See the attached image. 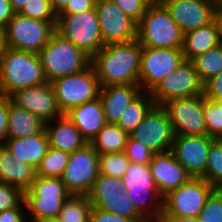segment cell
Listing matches in <instances>:
<instances>
[{
	"instance_id": "6da1fadb",
	"label": "cell",
	"mask_w": 222,
	"mask_h": 222,
	"mask_svg": "<svg viewBox=\"0 0 222 222\" xmlns=\"http://www.w3.org/2000/svg\"><path fill=\"white\" fill-rule=\"evenodd\" d=\"M142 46L139 41L104 45L91 57L100 87L139 84Z\"/></svg>"
},
{
	"instance_id": "7a4b0ae2",
	"label": "cell",
	"mask_w": 222,
	"mask_h": 222,
	"mask_svg": "<svg viewBox=\"0 0 222 222\" xmlns=\"http://www.w3.org/2000/svg\"><path fill=\"white\" fill-rule=\"evenodd\" d=\"M47 82L39 54L2 46L0 51V96Z\"/></svg>"
},
{
	"instance_id": "3957f363",
	"label": "cell",
	"mask_w": 222,
	"mask_h": 222,
	"mask_svg": "<svg viewBox=\"0 0 222 222\" xmlns=\"http://www.w3.org/2000/svg\"><path fill=\"white\" fill-rule=\"evenodd\" d=\"M121 179L137 212L147 222H158L163 210V197L158 191L149 164L130 162Z\"/></svg>"
},
{
	"instance_id": "277c9868",
	"label": "cell",
	"mask_w": 222,
	"mask_h": 222,
	"mask_svg": "<svg viewBox=\"0 0 222 222\" xmlns=\"http://www.w3.org/2000/svg\"><path fill=\"white\" fill-rule=\"evenodd\" d=\"M38 54L48 82L80 72L91 64L87 53L57 32Z\"/></svg>"
},
{
	"instance_id": "5b68a950",
	"label": "cell",
	"mask_w": 222,
	"mask_h": 222,
	"mask_svg": "<svg viewBox=\"0 0 222 222\" xmlns=\"http://www.w3.org/2000/svg\"><path fill=\"white\" fill-rule=\"evenodd\" d=\"M137 40L142 47L182 48L184 33L162 4L147 7L138 22Z\"/></svg>"
},
{
	"instance_id": "8992f818",
	"label": "cell",
	"mask_w": 222,
	"mask_h": 222,
	"mask_svg": "<svg viewBox=\"0 0 222 222\" xmlns=\"http://www.w3.org/2000/svg\"><path fill=\"white\" fill-rule=\"evenodd\" d=\"M71 195L61 178L36 176L31 187L24 192L27 218L37 221L58 217Z\"/></svg>"
},
{
	"instance_id": "52a82bcc",
	"label": "cell",
	"mask_w": 222,
	"mask_h": 222,
	"mask_svg": "<svg viewBox=\"0 0 222 222\" xmlns=\"http://www.w3.org/2000/svg\"><path fill=\"white\" fill-rule=\"evenodd\" d=\"M56 25L57 22L40 21L15 13L2 31V44L38 54L56 32Z\"/></svg>"
},
{
	"instance_id": "ba28073f",
	"label": "cell",
	"mask_w": 222,
	"mask_h": 222,
	"mask_svg": "<svg viewBox=\"0 0 222 222\" xmlns=\"http://www.w3.org/2000/svg\"><path fill=\"white\" fill-rule=\"evenodd\" d=\"M56 32L90 57L104 47L96 8L78 14H58Z\"/></svg>"
},
{
	"instance_id": "9c48e42d",
	"label": "cell",
	"mask_w": 222,
	"mask_h": 222,
	"mask_svg": "<svg viewBox=\"0 0 222 222\" xmlns=\"http://www.w3.org/2000/svg\"><path fill=\"white\" fill-rule=\"evenodd\" d=\"M63 114L99 97L100 85L92 64L84 70L51 81Z\"/></svg>"
},
{
	"instance_id": "30bf717a",
	"label": "cell",
	"mask_w": 222,
	"mask_h": 222,
	"mask_svg": "<svg viewBox=\"0 0 222 222\" xmlns=\"http://www.w3.org/2000/svg\"><path fill=\"white\" fill-rule=\"evenodd\" d=\"M98 175L99 154L87 143L69 155L61 180L72 195L87 196Z\"/></svg>"
},
{
	"instance_id": "8fae6325",
	"label": "cell",
	"mask_w": 222,
	"mask_h": 222,
	"mask_svg": "<svg viewBox=\"0 0 222 222\" xmlns=\"http://www.w3.org/2000/svg\"><path fill=\"white\" fill-rule=\"evenodd\" d=\"M204 83L191 61H183L150 92L155 105L163 106L170 100L203 95Z\"/></svg>"
},
{
	"instance_id": "7c38bea8",
	"label": "cell",
	"mask_w": 222,
	"mask_h": 222,
	"mask_svg": "<svg viewBox=\"0 0 222 222\" xmlns=\"http://www.w3.org/2000/svg\"><path fill=\"white\" fill-rule=\"evenodd\" d=\"M214 190L204 178L191 177L163 198L161 215L198 217L206 199Z\"/></svg>"
},
{
	"instance_id": "4fadbf2b",
	"label": "cell",
	"mask_w": 222,
	"mask_h": 222,
	"mask_svg": "<svg viewBox=\"0 0 222 222\" xmlns=\"http://www.w3.org/2000/svg\"><path fill=\"white\" fill-rule=\"evenodd\" d=\"M183 61L182 48L142 47L138 78L142 91L149 93Z\"/></svg>"
},
{
	"instance_id": "5bb4252c",
	"label": "cell",
	"mask_w": 222,
	"mask_h": 222,
	"mask_svg": "<svg viewBox=\"0 0 222 222\" xmlns=\"http://www.w3.org/2000/svg\"><path fill=\"white\" fill-rule=\"evenodd\" d=\"M130 137L148 147L153 153L170 151L175 133L166 109L154 105Z\"/></svg>"
},
{
	"instance_id": "9a60e30c",
	"label": "cell",
	"mask_w": 222,
	"mask_h": 222,
	"mask_svg": "<svg viewBox=\"0 0 222 222\" xmlns=\"http://www.w3.org/2000/svg\"><path fill=\"white\" fill-rule=\"evenodd\" d=\"M175 135L207 136L203 95L178 98L163 105Z\"/></svg>"
},
{
	"instance_id": "2e32d148",
	"label": "cell",
	"mask_w": 222,
	"mask_h": 222,
	"mask_svg": "<svg viewBox=\"0 0 222 222\" xmlns=\"http://www.w3.org/2000/svg\"><path fill=\"white\" fill-rule=\"evenodd\" d=\"M104 45L137 39L138 23L112 0H96L95 5Z\"/></svg>"
},
{
	"instance_id": "e0dca14e",
	"label": "cell",
	"mask_w": 222,
	"mask_h": 222,
	"mask_svg": "<svg viewBox=\"0 0 222 222\" xmlns=\"http://www.w3.org/2000/svg\"><path fill=\"white\" fill-rule=\"evenodd\" d=\"M213 139L209 136L175 135L170 151L191 177L203 178Z\"/></svg>"
},
{
	"instance_id": "ac0fdd59",
	"label": "cell",
	"mask_w": 222,
	"mask_h": 222,
	"mask_svg": "<svg viewBox=\"0 0 222 222\" xmlns=\"http://www.w3.org/2000/svg\"><path fill=\"white\" fill-rule=\"evenodd\" d=\"M10 101L28 110L44 123L63 115L58 107L55 91L51 82L17 90L9 96Z\"/></svg>"
},
{
	"instance_id": "d6986e66",
	"label": "cell",
	"mask_w": 222,
	"mask_h": 222,
	"mask_svg": "<svg viewBox=\"0 0 222 222\" xmlns=\"http://www.w3.org/2000/svg\"><path fill=\"white\" fill-rule=\"evenodd\" d=\"M163 5L184 34L215 20L214 0H163Z\"/></svg>"
},
{
	"instance_id": "ffe728a7",
	"label": "cell",
	"mask_w": 222,
	"mask_h": 222,
	"mask_svg": "<svg viewBox=\"0 0 222 222\" xmlns=\"http://www.w3.org/2000/svg\"><path fill=\"white\" fill-rule=\"evenodd\" d=\"M149 167L163 198L191 178L171 151L154 153Z\"/></svg>"
},
{
	"instance_id": "44dd1931",
	"label": "cell",
	"mask_w": 222,
	"mask_h": 222,
	"mask_svg": "<svg viewBox=\"0 0 222 222\" xmlns=\"http://www.w3.org/2000/svg\"><path fill=\"white\" fill-rule=\"evenodd\" d=\"M139 84H118L100 88L101 99L106 123L117 124L126 107L141 93Z\"/></svg>"
},
{
	"instance_id": "7402d4cb",
	"label": "cell",
	"mask_w": 222,
	"mask_h": 222,
	"mask_svg": "<svg viewBox=\"0 0 222 222\" xmlns=\"http://www.w3.org/2000/svg\"><path fill=\"white\" fill-rule=\"evenodd\" d=\"M65 115L87 143H90L106 124L100 97L70 109Z\"/></svg>"
},
{
	"instance_id": "603a6c76",
	"label": "cell",
	"mask_w": 222,
	"mask_h": 222,
	"mask_svg": "<svg viewBox=\"0 0 222 222\" xmlns=\"http://www.w3.org/2000/svg\"><path fill=\"white\" fill-rule=\"evenodd\" d=\"M49 146L71 154L87 144L80 131L63 114L45 123Z\"/></svg>"
},
{
	"instance_id": "cb8c5ba5",
	"label": "cell",
	"mask_w": 222,
	"mask_h": 222,
	"mask_svg": "<svg viewBox=\"0 0 222 222\" xmlns=\"http://www.w3.org/2000/svg\"><path fill=\"white\" fill-rule=\"evenodd\" d=\"M3 146L10 151L15 159L37 168L49 149L45 129L32 137L7 139Z\"/></svg>"
},
{
	"instance_id": "d4e9b609",
	"label": "cell",
	"mask_w": 222,
	"mask_h": 222,
	"mask_svg": "<svg viewBox=\"0 0 222 222\" xmlns=\"http://www.w3.org/2000/svg\"><path fill=\"white\" fill-rule=\"evenodd\" d=\"M222 42V28L215 22L184 34L182 47L184 59L192 61L195 57Z\"/></svg>"
},
{
	"instance_id": "484cf974",
	"label": "cell",
	"mask_w": 222,
	"mask_h": 222,
	"mask_svg": "<svg viewBox=\"0 0 222 222\" xmlns=\"http://www.w3.org/2000/svg\"><path fill=\"white\" fill-rule=\"evenodd\" d=\"M36 178V168L19 162L4 146L0 149V182L16 186L23 192L31 187Z\"/></svg>"
},
{
	"instance_id": "4316f807",
	"label": "cell",
	"mask_w": 222,
	"mask_h": 222,
	"mask_svg": "<svg viewBox=\"0 0 222 222\" xmlns=\"http://www.w3.org/2000/svg\"><path fill=\"white\" fill-rule=\"evenodd\" d=\"M45 129V123L24 108L13 104L8 97L7 139L32 137Z\"/></svg>"
},
{
	"instance_id": "83f0119b",
	"label": "cell",
	"mask_w": 222,
	"mask_h": 222,
	"mask_svg": "<svg viewBox=\"0 0 222 222\" xmlns=\"http://www.w3.org/2000/svg\"><path fill=\"white\" fill-rule=\"evenodd\" d=\"M130 135L117 124L106 123L90 144L98 154L125 151Z\"/></svg>"
},
{
	"instance_id": "f1b7e54d",
	"label": "cell",
	"mask_w": 222,
	"mask_h": 222,
	"mask_svg": "<svg viewBox=\"0 0 222 222\" xmlns=\"http://www.w3.org/2000/svg\"><path fill=\"white\" fill-rule=\"evenodd\" d=\"M93 207L112 214L134 219L136 222H147L135 209L126 191H120L112 197H88Z\"/></svg>"
},
{
	"instance_id": "f546056e",
	"label": "cell",
	"mask_w": 222,
	"mask_h": 222,
	"mask_svg": "<svg viewBox=\"0 0 222 222\" xmlns=\"http://www.w3.org/2000/svg\"><path fill=\"white\" fill-rule=\"evenodd\" d=\"M154 105L150 94L143 91L126 107L117 125L130 135Z\"/></svg>"
},
{
	"instance_id": "4dcf8cb0",
	"label": "cell",
	"mask_w": 222,
	"mask_h": 222,
	"mask_svg": "<svg viewBox=\"0 0 222 222\" xmlns=\"http://www.w3.org/2000/svg\"><path fill=\"white\" fill-rule=\"evenodd\" d=\"M191 62L200 80L205 83L212 76L222 71V42L202 55L195 57Z\"/></svg>"
},
{
	"instance_id": "1f68e13d",
	"label": "cell",
	"mask_w": 222,
	"mask_h": 222,
	"mask_svg": "<svg viewBox=\"0 0 222 222\" xmlns=\"http://www.w3.org/2000/svg\"><path fill=\"white\" fill-rule=\"evenodd\" d=\"M91 208L88 196L71 195L65 201L58 218L61 222H89Z\"/></svg>"
},
{
	"instance_id": "d6a6232c",
	"label": "cell",
	"mask_w": 222,
	"mask_h": 222,
	"mask_svg": "<svg viewBox=\"0 0 222 222\" xmlns=\"http://www.w3.org/2000/svg\"><path fill=\"white\" fill-rule=\"evenodd\" d=\"M69 153L49 147L40 165L36 168V176L61 178L69 159Z\"/></svg>"
},
{
	"instance_id": "836d02e7",
	"label": "cell",
	"mask_w": 222,
	"mask_h": 222,
	"mask_svg": "<svg viewBox=\"0 0 222 222\" xmlns=\"http://www.w3.org/2000/svg\"><path fill=\"white\" fill-rule=\"evenodd\" d=\"M215 189L222 187V140L214 138L210 143L206 173L203 177Z\"/></svg>"
},
{
	"instance_id": "e575fe53",
	"label": "cell",
	"mask_w": 222,
	"mask_h": 222,
	"mask_svg": "<svg viewBox=\"0 0 222 222\" xmlns=\"http://www.w3.org/2000/svg\"><path fill=\"white\" fill-rule=\"evenodd\" d=\"M130 160L125 151L99 154V173L114 178H122L127 171Z\"/></svg>"
},
{
	"instance_id": "d590c367",
	"label": "cell",
	"mask_w": 222,
	"mask_h": 222,
	"mask_svg": "<svg viewBox=\"0 0 222 222\" xmlns=\"http://www.w3.org/2000/svg\"><path fill=\"white\" fill-rule=\"evenodd\" d=\"M203 112L207 128V136L222 138V106H218L213 100L203 94Z\"/></svg>"
},
{
	"instance_id": "8d00e7d4",
	"label": "cell",
	"mask_w": 222,
	"mask_h": 222,
	"mask_svg": "<svg viewBox=\"0 0 222 222\" xmlns=\"http://www.w3.org/2000/svg\"><path fill=\"white\" fill-rule=\"evenodd\" d=\"M18 14L40 21L57 22L50 0H28Z\"/></svg>"
},
{
	"instance_id": "74e56055",
	"label": "cell",
	"mask_w": 222,
	"mask_h": 222,
	"mask_svg": "<svg viewBox=\"0 0 222 222\" xmlns=\"http://www.w3.org/2000/svg\"><path fill=\"white\" fill-rule=\"evenodd\" d=\"M123 190H125V187L121 178L118 179L99 173L92 190L87 196L112 197L118 195V193Z\"/></svg>"
},
{
	"instance_id": "f35d334b",
	"label": "cell",
	"mask_w": 222,
	"mask_h": 222,
	"mask_svg": "<svg viewBox=\"0 0 222 222\" xmlns=\"http://www.w3.org/2000/svg\"><path fill=\"white\" fill-rule=\"evenodd\" d=\"M199 222H222V193L215 189L198 215Z\"/></svg>"
},
{
	"instance_id": "ab89813d",
	"label": "cell",
	"mask_w": 222,
	"mask_h": 222,
	"mask_svg": "<svg viewBox=\"0 0 222 222\" xmlns=\"http://www.w3.org/2000/svg\"><path fill=\"white\" fill-rule=\"evenodd\" d=\"M24 200V192L13 185L0 182V212L17 207Z\"/></svg>"
},
{
	"instance_id": "60d3db41",
	"label": "cell",
	"mask_w": 222,
	"mask_h": 222,
	"mask_svg": "<svg viewBox=\"0 0 222 222\" xmlns=\"http://www.w3.org/2000/svg\"><path fill=\"white\" fill-rule=\"evenodd\" d=\"M125 153L130 162L139 164H149L154 153L145 145L128 137Z\"/></svg>"
},
{
	"instance_id": "b9f144b4",
	"label": "cell",
	"mask_w": 222,
	"mask_h": 222,
	"mask_svg": "<svg viewBox=\"0 0 222 222\" xmlns=\"http://www.w3.org/2000/svg\"><path fill=\"white\" fill-rule=\"evenodd\" d=\"M114 1L123 12L135 20L137 23L145 14L147 5L142 0H112Z\"/></svg>"
},
{
	"instance_id": "7bdbcfd3",
	"label": "cell",
	"mask_w": 222,
	"mask_h": 222,
	"mask_svg": "<svg viewBox=\"0 0 222 222\" xmlns=\"http://www.w3.org/2000/svg\"><path fill=\"white\" fill-rule=\"evenodd\" d=\"M203 94L210 100L222 99V71L204 83Z\"/></svg>"
},
{
	"instance_id": "ee69618b",
	"label": "cell",
	"mask_w": 222,
	"mask_h": 222,
	"mask_svg": "<svg viewBox=\"0 0 222 222\" xmlns=\"http://www.w3.org/2000/svg\"><path fill=\"white\" fill-rule=\"evenodd\" d=\"M89 222H136L134 219L112 214L100 208H91Z\"/></svg>"
},
{
	"instance_id": "f6af8a7d",
	"label": "cell",
	"mask_w": 222,
	"mask_h": 222,
	"mask_svg": "<svg viewBox=\"0 0 222 222\" xmlns=\"http://www.w3.org/2000/svg\"><path fill=\"white\" fill-rule=\"evenodd\" d=\"M26 218L27 212L24 200L15 208L0 212V222H24Z\"/></svg>"
},
{
	"instance_id": "bcb514c9",
	"label": "cell",
	"mask_w": 222,
	"mask_h": 222,
	"mask_svg": "<svg viewBox=\"0 0 222 222\" xmlns=\"http://www.w3.org/2000/svg\"><path fill=\"white\" fill-rule=\"evenodd\" d=\"M96 0H69L67 6L59 14H78L94 9Z\"/></svg>"
},
{
	"instance_id": "7dc6e473",
	"label": "cell",
	"mask_w": 222,
	"mask_h": 222,
	"mask_svg": "<svg viewBox=\"0 0 222 222\" xmlns=\"http://www.w3.org/2000/svg\"><path fill=\"white\" fill-rule=\"evenodd\" d=\"M8 129V97L0 96V142L7 140Z\"/></svg>"
},
{
	"instance_id": "c3c4849f",
	"label": "cell",
	"mask_w": 222,
	"mask_h": 222,
	"mask_svg": "<svg viewBox=\"0 0 222 222\" xmlns=\"http://www.w3.org/2000/svg\"><path fill=\"white\" fill-rule=\"evenodd\" d=\"M15 12L12 10L9 0H0V31L2 32L9 20L14 16Z\"/></svg>"
},
{
	"instance_id": "681fc988",
	"label": "cell",
	"mask_w": 222,
	"mask_h": 222,
	"mask_svg": "<svg viewBox=\"0 0 222 222\" xmlns=\"http://www.w3.org/2000/svg\"><path fill=\"white\" fill-rule=\"evenodd\" d=\"M158 222H199L197 217H179L172 215H160Z\"/></svg>"
},
{
	"instance_id": "f907efd6",
	"label": "cell",
	"mask_w": 222,
	"mask_h": 222,
	"mask_svg": "<svg viewBox=\"0 0 222 222\" xmlns=\"http://www.w3.org/2000/svg\"><path fill=\"white\" fill-rule=\"evenodd\" d=\"M215 22L222 28V0H214Z\"/></svg>"
},
{
	"instance_id": "816d5d0a",
	"label": "cell",
	"mask_w": 222,
	"mask_h": 222,
	"mask_svg": "<svg viewBox=\"0 0 222 222\" xmlns=\"http://www.w3.org/2000/svg\"><path fill=\"white\" fill-rule=\"evenodd\" d=\"M69 0H50L53 11L58 15L68 4Z\"/></svg>"
},
{
	"instance_id": "f5cc1de1",
	"label": "cell",
	"mask_w": 222,
	"mask_h": 222,
	"mask_svg": "<svg viewBox=\"0 0 222 222\" xmlns=\"http://www.w3.org/2000/svg\"><path fill=\"white\" fill-rule=\"evenodd\" d=\"M9 1L11 3L12 10L15 13H18L28 0H9Z\"/></svg>"
},
{
	"instance_id": "db71d44e",
	"label": "cell",
	"mask_w": 222,
	"mask_h": 222,
	"mask_svg": "<svg viewBox=\"0 0 222 222\" xmlns=\"http://www.w3.org/2000/svg\"><path fill=\"white\" fill-rule=\"evenodd\" d=\"M148 7L159 6L163 4V0H142Z\"/></svg>"
},
{
	"instance_id": "11a10c76",
	"label": "cell",
	"mask_w": 222,
	"mask_h": 222,
	"mask_svg": "<svg viewBox=\"0 0 222 222\" xmlns=\"http://www.w3.org/2000/svg\"><path fill=\"white\" fill-rule=\"evenodd\" d=\"M37 222H61L58 217H50V218H44L41 220H37Z\"/></svg>"
},
{
	"instance_id": "9f6ffc18",
	"label": "cell",
	"mask_w": 222,
	"mask_h": 222,
	"mask_svg": "<svg viewBox=\"0 0 222 222\" xmlns=\"http://www.w3.org/2000/svg\"><path fill=\"white\" fill-rule=\"evenodd\" d=\"M2 46H3V44H2V32L0 31V51H1Z\"/></svg>"
},
{
	"instance_id": "6f0895ef",
	"label": "cell",
	"mask_w": 222,
	"mask_h": 222,
	"mask_svg": "<svg viewBox=\"0 0 222 222\" xmlns=\"http://www.w3.org/2000/svg\"><path fill=\"white\" fill-rule=\"evenodd\" d=\"M217 103L218 106H222V99L221 100H213Z\"/></svg>"
},
{
	"instance_id": "680465c9",
	"label": "cell",
	"mask_w": 222,
	"mask_h": 222,
	"mask_svg": "<svg viewBox=\"0 0 222 222\" xmlns=\"http://www.w3.org/2000/svg\"><path fill=\"white\" fill-rule=\"evenodd\" d=\"M24 222H37V221L26 218Z\"/></svg>"
}]
</instances>
